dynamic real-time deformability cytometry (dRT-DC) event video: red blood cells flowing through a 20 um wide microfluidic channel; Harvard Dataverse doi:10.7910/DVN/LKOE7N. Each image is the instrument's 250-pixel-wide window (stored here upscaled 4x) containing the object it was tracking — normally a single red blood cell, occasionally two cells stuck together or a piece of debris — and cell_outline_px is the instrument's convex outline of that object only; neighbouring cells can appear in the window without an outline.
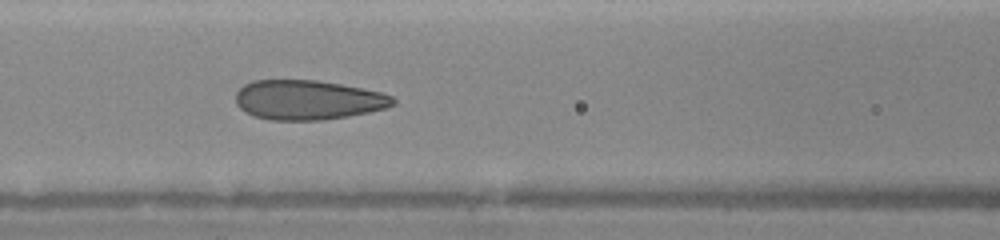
{"species": "human", "species_latin": "Homo sapiens", "temperature_condition": "warm", "stored_images_in_passage": 52, "camera_frame_rate_fps": 3000, "um_per_image_px": 0.085, "donor": {"sex": "female"}, "frame": {"image": 1, "passage_image": 43, "time_ms": 6.333, "image_size_px": [1000, 240], "cell_outline_px": [[396, 104], [384, 108], [368, 112], [348, 116], [320, 120], [272, 120], [252, 116], [244, 112], [236, 104], [236, 92], [244, 84], [252, 80], [316, 80], [340, 84], [380, 92], [392, 96], [396, 100]], "centroid_in_image_um": [26.13, 8.49], "position_along_channel_um": 140.5, "area_um2": 36.3}}
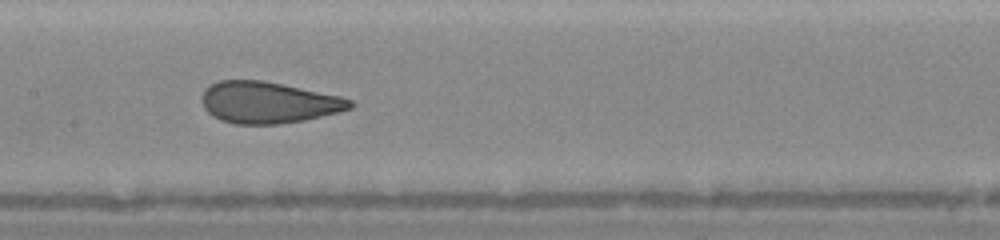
{"frame": {"image": 2, "passage_image": 51, "time_ms": 7.333, "image_size_px": [1000, 240], "cell_outline_px": [[356, 104], [352, 108], [340, 112], [304, 120], [276, 124], [236, 124], [220, 120], [212, 116], [204, 108], [204, 88], [220, 80], [264, 80], [340, 96], [352, 100]], "centroid_in_image_um": [22.84, 8.71], "position_along_channel_um": 184.6, "area_um2": 35.78}}